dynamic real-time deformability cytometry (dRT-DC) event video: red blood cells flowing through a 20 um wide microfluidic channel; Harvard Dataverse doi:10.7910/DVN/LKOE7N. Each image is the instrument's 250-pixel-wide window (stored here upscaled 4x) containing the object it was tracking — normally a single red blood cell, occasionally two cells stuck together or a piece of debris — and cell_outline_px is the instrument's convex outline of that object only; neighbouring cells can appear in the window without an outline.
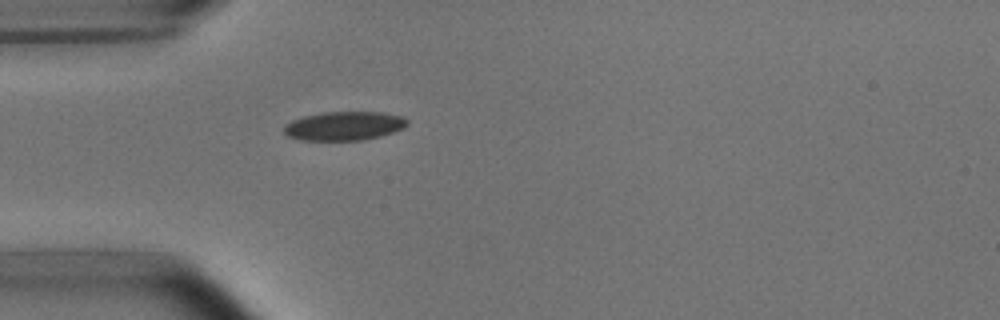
{"species": "common noctule bat (a hibernating species)", "species_latin": "Nyctalus noctula", "temperature_condition": "room temperature", "stored_images_in_passage": 1, "camera_frame_rate_fps": 3000, "um_per_image_px": 0.085, "animal": {"sex": "male", "body_mass_g": 15.6}, "frame": {"image": 1, "passage_image": 1, "time_ms": 0.0, "image_size_px": [1000, 320], "cell_outline_px": [[408, 124], [404, 128], [380, 136], [364, 140], [300, 140], [288, 136], [284, 132], [284, 128], [292, 120], [304, 116], [324, 112], [384, 112], [404, 116], [408, 120]], "centroid_in_image_um": [29.3, 10.7], "position_along_channel_um": 55.7, "area_um2": 20.75}}